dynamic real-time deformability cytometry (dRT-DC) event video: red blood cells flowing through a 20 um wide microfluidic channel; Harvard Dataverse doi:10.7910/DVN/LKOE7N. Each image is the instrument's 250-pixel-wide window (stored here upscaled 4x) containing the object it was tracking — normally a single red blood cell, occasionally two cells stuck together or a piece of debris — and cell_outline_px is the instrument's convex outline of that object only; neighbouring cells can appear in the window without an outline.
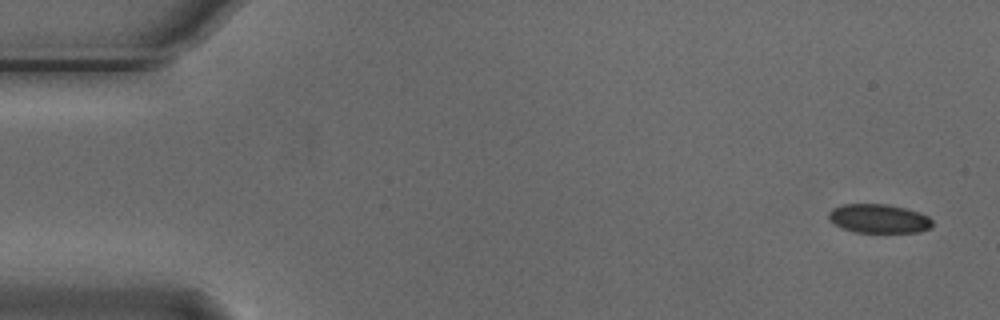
{"species": "Egyptian fruit bat (a non-hibernating species)", "species_latin": "Rousettus aegyptiacus", "temperature_condition": "cold", "stored_images_in_passage": 8, "camera_frame_rate_fps": 3000, "um_per_image_px": 0.085, "animal": {"sex": "male"}, "frame": {"image": 1, "passage_image": 1, "time_ms": 0.0, "image_size_px": [1000, 320], "cell_outline_px": [[932, 224], [928, 228], [920, 232], [856, 232], [840, 228], [828, 220], [828, 212], [832, 208], [844, 204], [888, 204], [920, 212], [928, 216], [932, 220]], "centroid_in_image_um": [74.65, 18.58], "position_along_channel_um": 10.3, "area_um2": 17.57}}
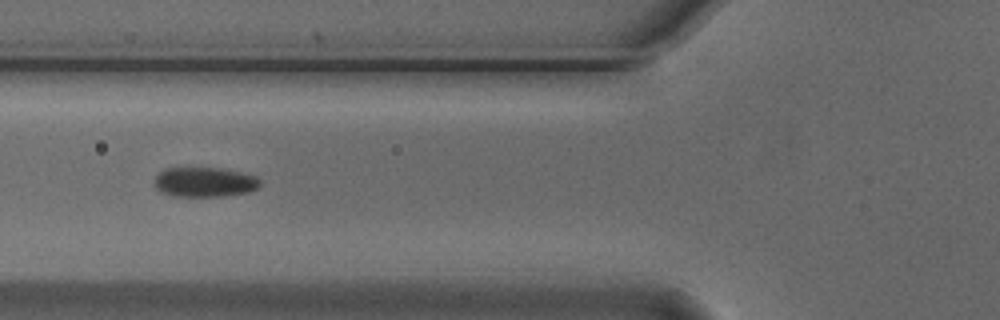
{"frame": {"image": 2, "passage_image": 6, "time_ms": 1.667, "image_size_px": [1000, 320], "cell_outline_px": [[260, 184], [256, 188], [248, 192], [220, 196], [172, 196], [160, 192], [152, 184], [152, 180], [164, 168], [220, 168], [240, 172], [256, 176], [260, 180]], "centroid_in_image_um": [17.32, 15.47], "position_along_channel_um": 108.5, "area_um2": 18.38}}
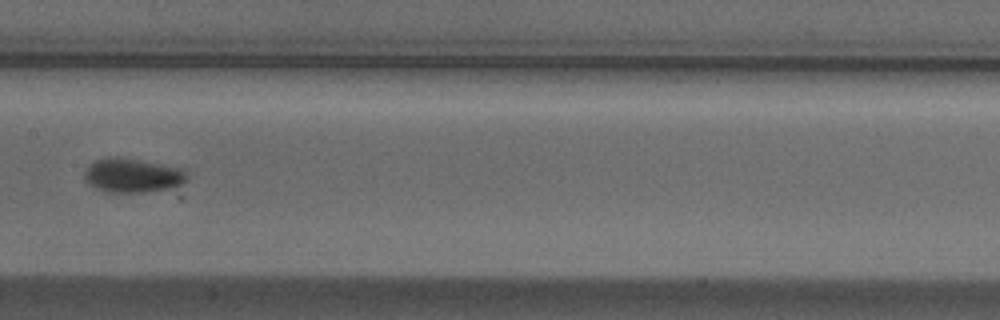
{"frame": {"image": 3, "passage_image": 8, "time_ms": 2.333, "image_size_px": [1000, 320], "cell_outline_px": [[188, 180], [180, 184], [168, 188], [144, 192], [108, 192], [96, 188], [88, 184], [84, 180], [84, 172], [88, 164], [96, 160], [108, 156], [120, 156], [180, 168], [188, 176]], "centroid_in_image_um": [11.19, 14.89], "position_along_channel_um": 196.2, "area_um2": 20.4}}